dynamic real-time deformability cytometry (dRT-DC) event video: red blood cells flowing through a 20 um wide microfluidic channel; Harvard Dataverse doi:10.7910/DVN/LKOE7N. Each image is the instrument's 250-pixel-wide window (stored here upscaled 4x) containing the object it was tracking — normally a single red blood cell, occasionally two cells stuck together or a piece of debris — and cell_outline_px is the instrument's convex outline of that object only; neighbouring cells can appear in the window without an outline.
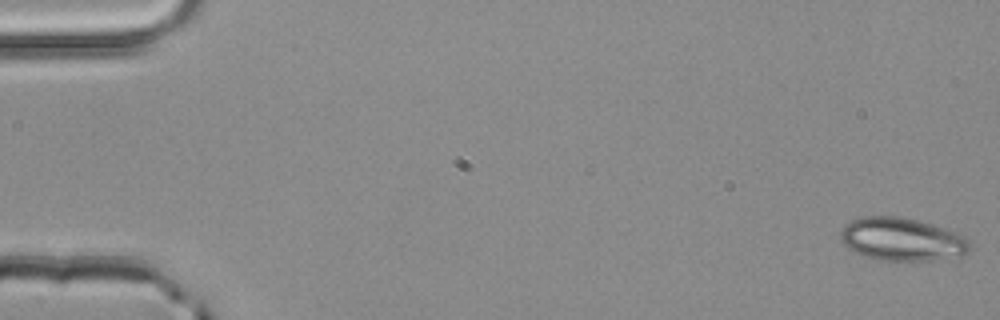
{"species": "common noctule bat (a hibernating species)", "species_latin": "Nyctalus noctula", "temperature_condition": "room temperature", "stored_images_in_passage": 53, "camera_frame_rate_fps": 3000, "um_per_image_px": 0.085, "animal": {"sex": "male", "body_mass_g": 20.4}, "frame": {"image": 1, "passage_image": 1, "time_ms": 0.0, "image_size_px": [1000, 320], "cell_outline_px": [[972, 248], [968, 252], [960, 256], [928, 260], [880, 260], [864, 256], [848, 248], [840, 240], [840, 232], [844, 224], [852, 220], [864, 216], [896, 216], [916, 220], [956, 232], [964, 236], [972, 244]], "centroid_in_image_um": [76.65, 20.34], "position_along_channel_um": 8.3, "area_um2": 32.31}}
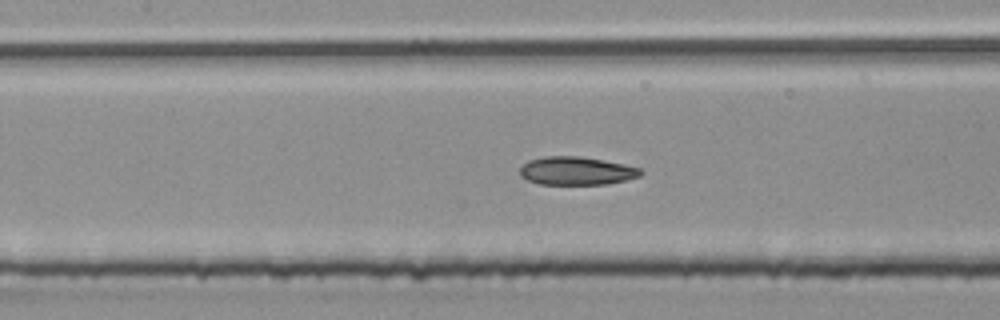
{"frame": {"image": 2, "passage_image": 24, "time_ms": 7.667, "image_size_px": [1000, 320], "cell_outline_px": [[644, 172], [640, 176], [628, 180], [608, 184], [540, 184], [528, 180], [520, 176], [520, 168], [528, 160], [544, 156], [580, 156], [624, 164], [640, 168]], "centroid_in_image_um": [49.02, 14.52], "position_along_channel_um": 158.4, "area_um2": 19.94}}
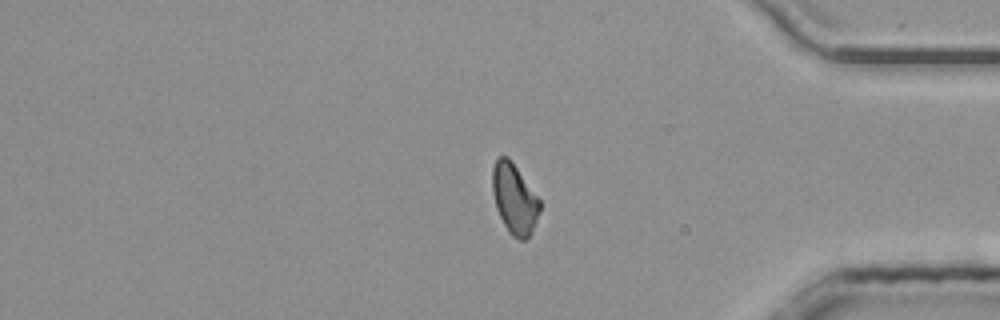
{"frame": {"image": 3, "passage_image": 43, "time_ms": 14.0, "image_size_px": [1000, 320], "cell_outline_px": [[540, 212], [528, 236], [524, 240], [520, 240], [512, 236], [508, 232], [496, 208], [492, 192], [492, 168], [496, 156], [508, 156], [540, 200]], "centroid_in_image_um": [43.69, 16.87], "position_along_channel_um": 391.5, "area_um2": 19.25}, "authors_computed_cell_mechanics": {"area_um2": 20.3456, "velocity_mm_per_s": 4.0618, "shape_relaxation_time_tau1_ms": null, "shape_relaxation_time_tau2_ms": 5.0784, "deformation_change_tau1": null, "deformation_change_tau2": 0.1063}}